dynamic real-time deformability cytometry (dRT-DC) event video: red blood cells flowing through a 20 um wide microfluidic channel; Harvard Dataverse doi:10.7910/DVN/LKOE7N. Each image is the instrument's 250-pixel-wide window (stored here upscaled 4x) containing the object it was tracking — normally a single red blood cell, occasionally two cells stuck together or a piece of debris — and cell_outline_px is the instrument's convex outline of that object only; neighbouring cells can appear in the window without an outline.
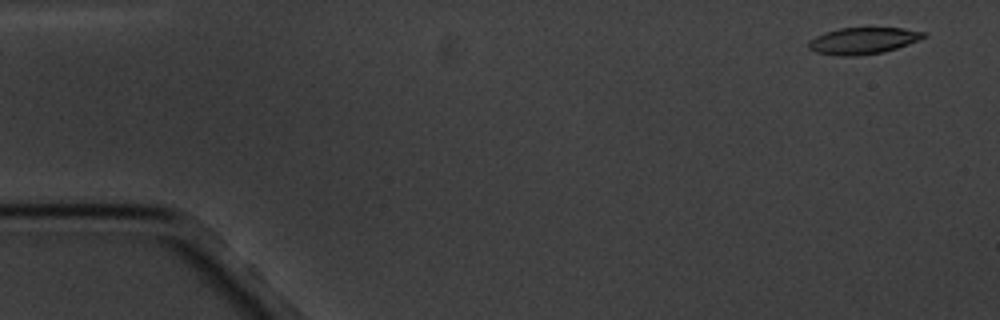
{"species": "common noctule bat (a hibernating species)", "species_latin": "Nyctalus noctula", "temperature_condition": "cold", "stored_images_in_passage": 5, "camera_frame_rate_fps": 3000, "um_per_image_px": 0.085, "animal": {"sex": "male", "body_mass_g": 20.1, "forearm_length_mm": 53.5}, "frame": {"image": 1, "passage_image": 1, "time_ms": 0.0, "image_size_px": [1000, 320], "cell_outline_px": [[928, 36], [908, 44], [884, 52], [856, 56], [840, 56], [816, 52], [808, 48], [808, 40], [824, 32], [840, 28], [904, 28], [928, 32]], "centroid_in_image_um": [73.37, 3.46], "position_along_channel_um": 11.6, "area_um2": 17.98}}
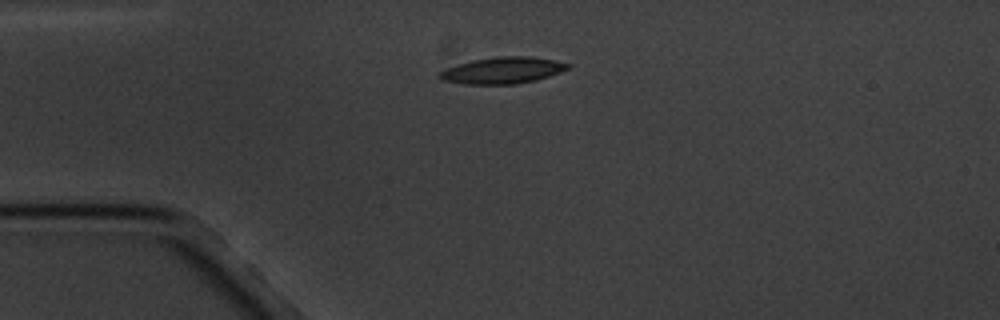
{"frame": {"image": 2, "passage_image": 4, "time_ms": 3.667, "image_size_px": [1000, 320], "cell_outline_px": [[572, 68], [536, 80], [516, 84], [464, 84], [440, 80], [436, 76], [440, 72], [448, 68], [472, 60], [496, 56], [532, 56], [572, 64]], "centroid_in_image_um": [42.74, 5.98], "position_along_channel_um": 42.3, "area_um2": 19.88}}